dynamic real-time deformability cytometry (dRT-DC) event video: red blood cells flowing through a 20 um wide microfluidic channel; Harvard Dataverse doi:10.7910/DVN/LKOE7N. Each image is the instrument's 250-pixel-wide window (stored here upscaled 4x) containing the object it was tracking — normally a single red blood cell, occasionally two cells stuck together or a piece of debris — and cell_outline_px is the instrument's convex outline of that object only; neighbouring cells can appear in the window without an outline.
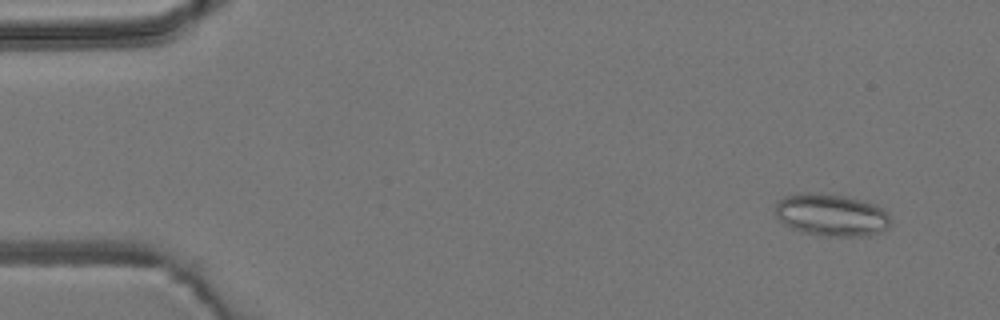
{"species": "common noctule bat (a hibernating species)", "species_latin": "Nyctalus noctula", "temperature_condition": "room temperature", "stored_images_in_passage": 5, "camera_frame_rate_fps": 3000, "um_per_image_px": 0.085, "animal": {"sex": "male", "body_mass_g": 19.2, "forearm_length_mm": 51.8}, "frame": {"image": 1, "passage_image": 2, "time_ms": 1.0, "image_size_px": [1000, 320], "cell_outline_px": [[888, 228], [884, 232], [868, 236], [824, 236], [804, 232], [792, 228], [784, 224], [776, 216], [776, 200], [784, 196], [800, 192], [816, 192], [844, 196], [876, 204], [884, 208], [888, 216]], "centroid_in_image_um": [70.65, 18.26], "position_along_channel_um": 14.3, "area_um2": 28.67}}